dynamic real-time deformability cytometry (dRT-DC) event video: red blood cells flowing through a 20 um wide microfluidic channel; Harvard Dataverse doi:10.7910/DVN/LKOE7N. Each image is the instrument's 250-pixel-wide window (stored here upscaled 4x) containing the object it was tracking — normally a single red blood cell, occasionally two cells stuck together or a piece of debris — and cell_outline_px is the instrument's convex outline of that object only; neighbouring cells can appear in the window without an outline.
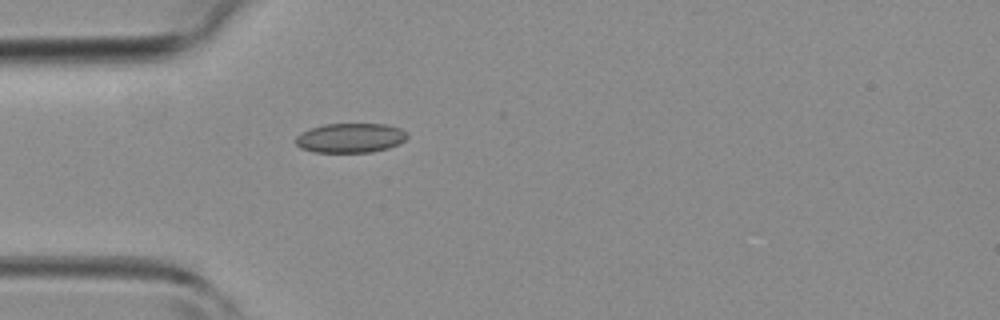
{"species": "common noctule bat (a hibernating species)", "species_latin": "Nyctalus noctula", "temperature_condition": "room temperature", "stored_images_in_passage": 1, "camera_frame_rate_fps": 3000, "um_per_image_px": 0.085, "animal": {"sex": "female", "body_mass_g": 19.3, "forearm_length_mm": 54.1}, "frame": {"image": 1, "passage_image": 1, "time_ms": 0.0, "image_size_px": [1000, 320], "cell_outline_px": [[408, 136], [400, 144], [388, 148], [372, 152], [312, 152], [300, 148], [296, 144], [296, 136], [300, 132], [324, 124], [388, 124], [400, 128]], "centroid_in_image_um": [29.77, 11.73], "position_along_channel_um": 55.2, "area_um2": 19.25}}